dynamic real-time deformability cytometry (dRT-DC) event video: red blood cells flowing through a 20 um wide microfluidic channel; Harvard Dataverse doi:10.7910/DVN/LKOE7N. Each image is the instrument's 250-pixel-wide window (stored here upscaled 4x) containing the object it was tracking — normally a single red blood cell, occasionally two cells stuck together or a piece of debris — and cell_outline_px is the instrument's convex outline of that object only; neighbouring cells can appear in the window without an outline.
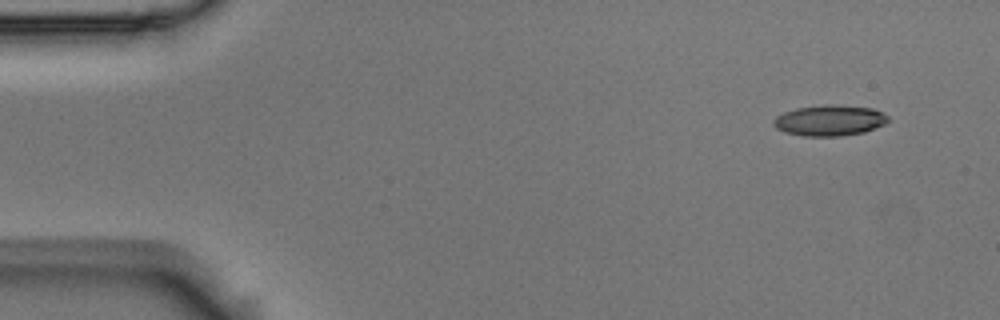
{"species": "Egyptian fruit bat (a non-hibernating species)", "species_latin": "Rousettus aegyptiacus", "temperature_condition": "room temperature", "stored_images_in_passage": 4, "camera_frame_rate_fps": 3000, "um_per_image_px": 0.085, "animal": {"sex": "male"}, "frame": {"image": 1, "passage_image": 1, "time_ms": 0.0, "image_size_px": [1000, 320], "cell_outline_px": [[892, 120], [884, 124], [864, 132], [840, 136], [804, 136], [784, 132], [776, 128], [772, 124], [772, 120], [776, 116], [784, 112], [796, 108], [824, 104], [836, 104], [872, 108], [884, 112]], "centroid_in_image_um": [70.52, 10.22], "position_along_channel_um": 14.5, "area_um2": 20.87}}
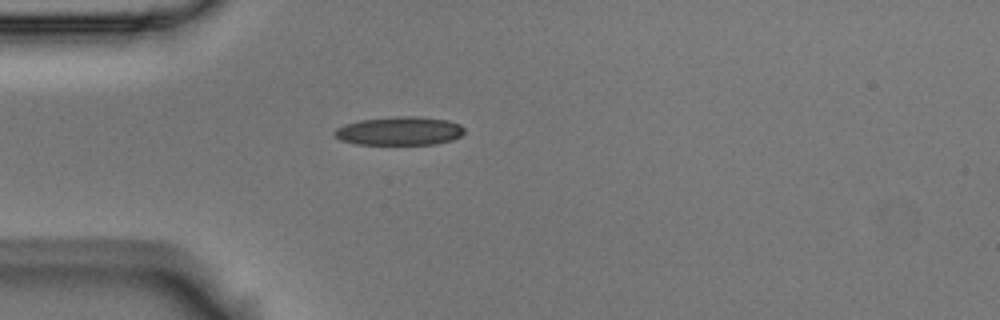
{"frame": {"image": 2, "passage_image": 4, "time_ms": 1.0, "image_size_px": [1000, 320], "cell_outline_px": [[464, 132], [460, 136], [452, 140], [436, 144], [356, 144], [340, 140], [332, 132], [336, 128], [344, 124], [360, 120], [396, 116], [412, 116], [448, 120], [460, 124], [464, 128]], "centroid_in_image_um": [33.94, 11.13], "position_along_channel_um": 51.1, "area_um2": 21.62}}